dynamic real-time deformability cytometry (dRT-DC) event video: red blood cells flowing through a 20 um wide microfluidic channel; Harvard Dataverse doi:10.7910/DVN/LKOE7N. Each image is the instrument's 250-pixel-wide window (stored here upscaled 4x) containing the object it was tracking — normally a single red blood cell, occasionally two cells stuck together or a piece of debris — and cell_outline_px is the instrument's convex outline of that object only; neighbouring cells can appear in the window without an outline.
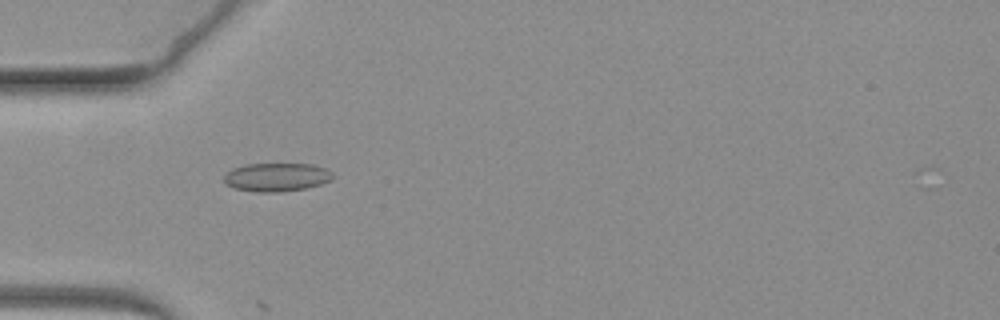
{"species": "common noctule bat (a hibernating species)", "species_latin": "Nyctalus noctula", "temperature_condition": "warm", "stored_images_in_passage": 15, "camera_frame_rate_fps": 3000, "um_per_image_px": 0.085, "animal": {"sex": "female", "body_mass_g": 19.3, "forearm_length_mm": 54.1}, "frame": {"image": 1, "passage_image": 10, "time_ms": 3.0, "image_size_px": [1000, 320], "cell_outline_px": [[336, 176], [332, 180], [320, 184], [304, 188], [280, 192], [256, 192], [232, 188], [224, 180], [224, 176], [232, 168], [244, 164], [312, 164], [328, 168]], "centroid_in_image_um": [23.55, 15.05], "position_along_channel_um": 61.5, "area_um2": 18.21}}
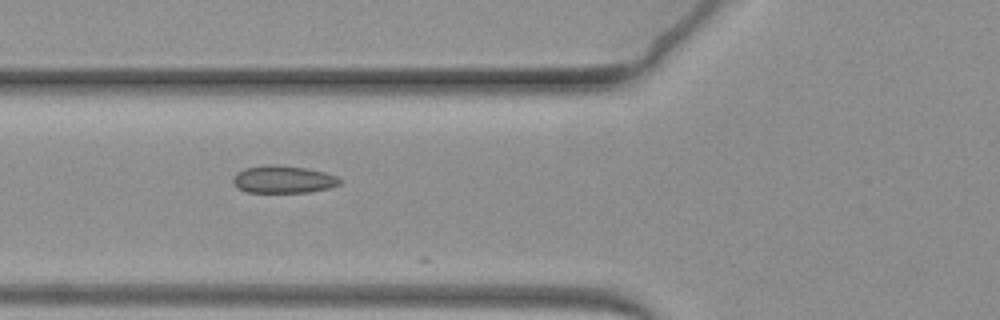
{"frame": {"image": 2, "passage_image": 14, "time_ms": 4.333, "image_size_px": [1000, 320], "cell_outline_px": [[340, 184], [328, 188], [308, 192], [248, 192], [240, 188], [232, 180], [232, 176], [236, 172], [244, 168], [268, 164], [272, 164], [304, 168], [324, 172], [336, 176], [340, 180]], "centroid_in_image_um": [24.05, 15.24], "position_along_channel_um": 101.8, "area_um2": 16.88}}